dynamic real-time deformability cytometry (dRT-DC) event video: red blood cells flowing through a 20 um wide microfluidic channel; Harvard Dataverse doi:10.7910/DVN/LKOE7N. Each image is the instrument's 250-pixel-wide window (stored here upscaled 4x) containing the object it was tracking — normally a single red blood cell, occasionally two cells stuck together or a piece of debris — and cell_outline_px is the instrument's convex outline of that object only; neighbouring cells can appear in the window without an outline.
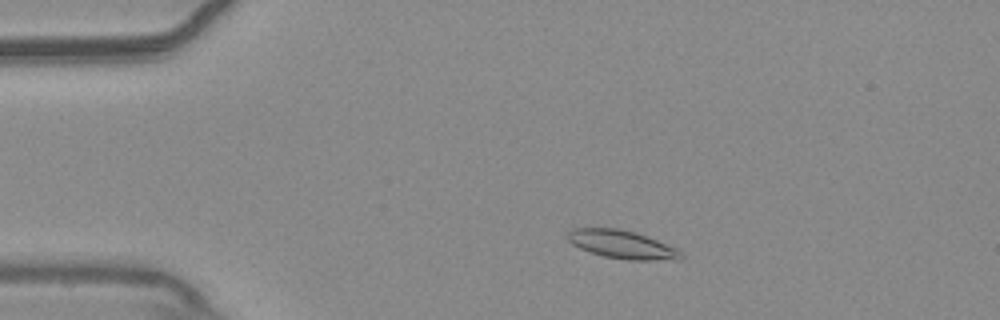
{"species": "common noctule bat (a hibernating species)", "species_latin": "Nyctalus noctula", "temperature_condition": "warm", "stored_images_in_passage": 52, "camera_frame_rate_fps": 3000, "um_per_image_px": 0.085, "animal": {"sex": "male", "body_mass_g": 20.4}, "frame": {"image": 1, "passage_image": 8, "time_ms": 2.333, "image_size_px": [1000, 320], "cell_outline_px": [[684, 256], [680, 260], [628, 260], [604, 256], [580, 248], [572, 244], [564, 236], [572, 228], [620, 228], [636, 232], [676, 248]], "centroid_in_image_um": [52.85, 20.77], "position_along_channel_um": 32.1, "area_um2": 18.67}}
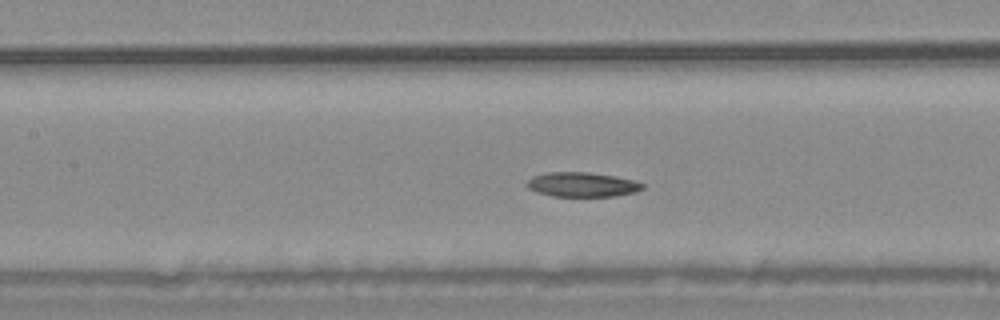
{"frame": {"image": 2, "passage_image": 22, "time_ms": 7.0, "image_size_px": [1000, 320], "cell_outline_px": [[644, 188], [636, 192], [616, 196], [552, 196], [536, 192], [528, 188], [524, 184], [532, 176], [544, 172], [588, 172], [616, 176], [632, 180], [644, 184]], "centroid_in_image_um": [49.45, 15.68], "position_along_channel_um": 158.0, "area_um2": 16.7}}
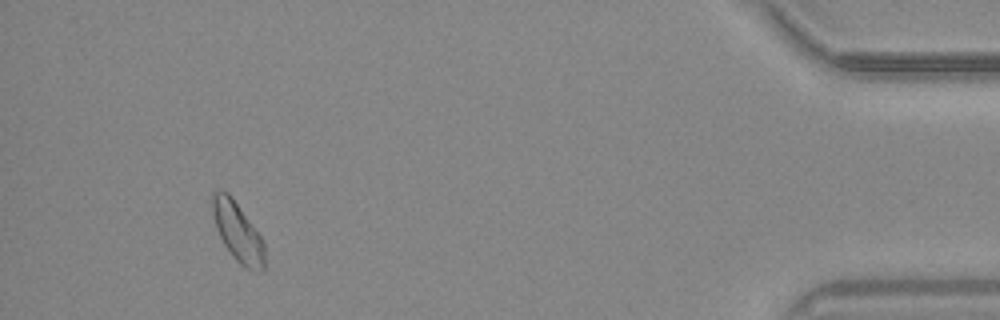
{"frame": {"image": 3, "passage_image": 48, "time_ms": 15.667, "image_size_px": [1000, 320], "cell_outline_px": [[264, 268], [260, 272], [252, 272], [244, 268], [232, 256], [224, 244], [216, 228], [212, 216], [212, 192], [220, 188], [228, 192], [232, 196], [260, 236], [264, 244]], "centroid_in_image_um": [20.18, 19.71], "position_along_channel_um": 415.0, "area_um2": 18.15}}